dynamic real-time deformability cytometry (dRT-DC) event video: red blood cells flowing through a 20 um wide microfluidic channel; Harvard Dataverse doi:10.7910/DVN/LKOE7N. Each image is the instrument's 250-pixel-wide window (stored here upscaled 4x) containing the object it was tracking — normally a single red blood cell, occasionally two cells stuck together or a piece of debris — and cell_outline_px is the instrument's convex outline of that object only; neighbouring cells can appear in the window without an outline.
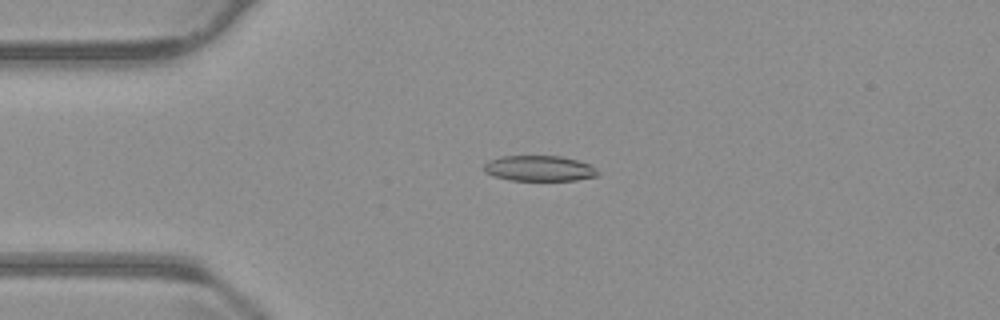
{"species": "common noctule bat (a hibernating species)", "species_latin": "Nyctalus noctula", "temperature_condition": "warm", "stored_images_in_passage": 51, "camera_frame_rate_fps": 3000, "um_per_image_px": 0.085, "animal": {"sex": "male", "body_mass_g": 23.1, "forearm_length_mm": 52.7}, "frame": {"image": 1, "passage_image": 10, "time_ms": 3.0, "image_size_px": [1000, 320], "cell_outline_px": [[600, 172], [596, 176], [576, 180], [508, 180], [492, 176], [484, 172], [484, 164], [488, 160], [500, 156], [560, 156], [576, 160], [588, 164], [596, 168]], "centroid_in_image_um": [45.79, 14.31], "position_along_channel_um": 39.2, "area_um2": 16.99}}
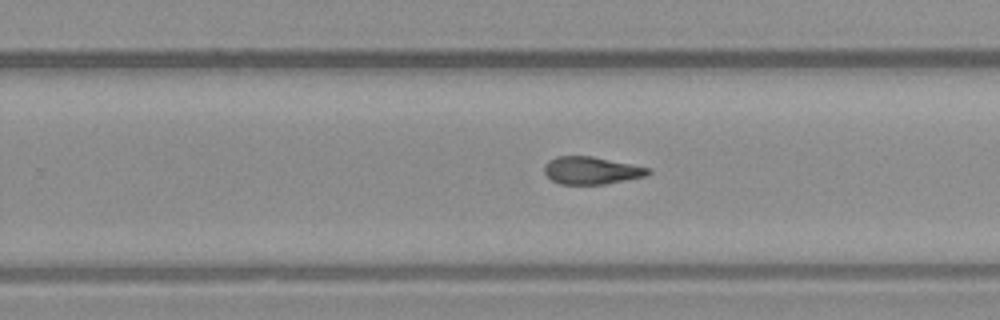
{"frame": {"image": 2, "passage_image": 31, "time_ms": 10.0, "image_size_px": [1000, 320], "cell_outline_px": [[652, 172], [648, 176], [604, 184], [560, 184], [552, 180], [544, 172], [544, 164], [548, 160], [556, 156], [592, 156], [652, 168]], "centroid_in_image_um": [50.3, 14.48], "position_along_channel_um": 279.5, "area_um2": 16.82}}
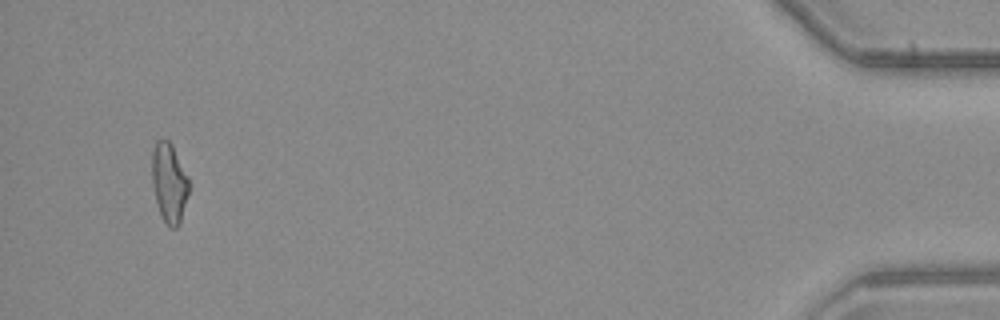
{"frame": {"image": 3, "passage_image": 49, "time_ms": 16.0, "image_size_px": [1000, 320], "cell_outline_px": [[188, 192], [180, 224], [176, 228], [168, 228], [160, 216], [152, 184], [152, 152], [156, 140], [168, 140], [172, 144], [188, 176]], "centroid_in_image_um": [14.37, 15.56], "position_along_channel_um": 420.8, "area_um2": 17.17}, "authors_computed_cell_mechanics": {"area_um2": 17.34, "velocity_mm_per_s": 3.806, "shape_relaxation_time_tau1_ms": null, "shape_relaxation_time_tau2_ms": 5.9978, "deformation_change_tau1": null, "deformation_change_tau2": 0.1572}}